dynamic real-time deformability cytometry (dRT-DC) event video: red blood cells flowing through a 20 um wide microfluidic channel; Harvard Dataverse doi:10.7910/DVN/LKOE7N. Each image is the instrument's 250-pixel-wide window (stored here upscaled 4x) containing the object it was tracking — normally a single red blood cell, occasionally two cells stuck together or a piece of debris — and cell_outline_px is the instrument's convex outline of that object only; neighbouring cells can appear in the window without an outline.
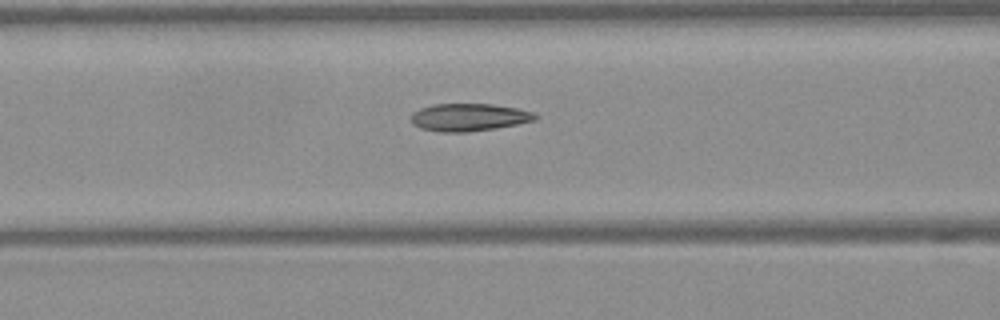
{"species": "Egyptian fruit bat (a non-hibernating species)", "species_latin": "Rousettus aegyptiacus", "temperature_condition": "warm", "stored_images_in_passage": 32, "camera_frame_rate_fps": 3000, "um_per_image_px": 0.085, "frame": {"image": 1, "passage_image": 9, "time_ms": 2.667, "image_size_px": [1000, 320], "cell_outline_px": [[540, 116], [536, 120], [496, 128], [468, 132], [440, 132], [420, 128], [412, 124], [412, 112], [420, 108], [432, 104], [492, 104], [516, 108], [536, 112]], "centroid_in_image_um": [39.88, 9.97], "position_along_channel_um": 126.7, "area_um2": 20.11}}
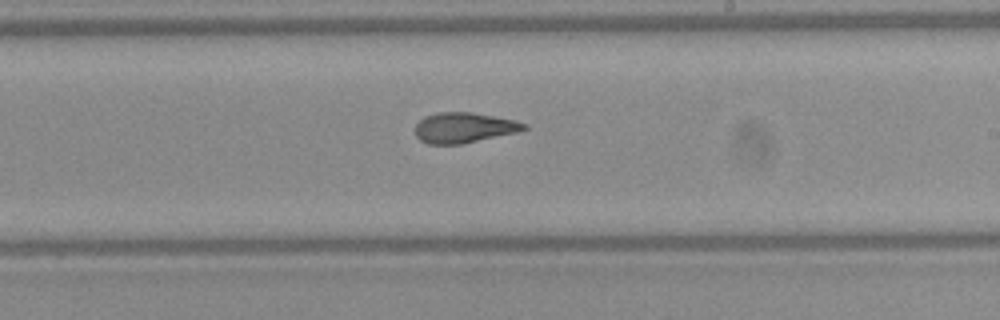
{"frame": {"image": 2, "passage_image": 18, "time_ms": 5.667, "image_size_px": [1000, 320], "cell_outline_px": [[528, 128], [516, 132], [460, 144], [428, 144], [420, 140], [416, 136], [416, 124], [424, 116], [436, 112], [472, 112], [516, 120], [528, 124]], "centroid_in_image_um": [39.43, 10.84], "position_along_channel_um": 249.6, "area_um2": 19.19}}
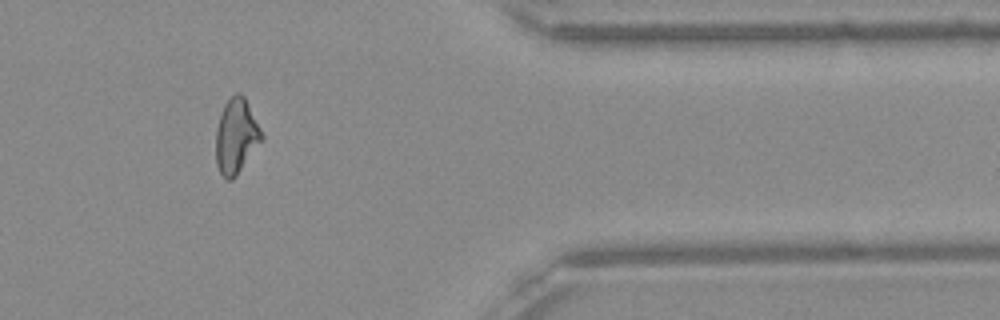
{"frame": {"image": 3, "passage_image": 30, "time_ms": 9.667, "image_size_px": [1000, 320], "cell_outline_px": [[264, 140], [236, 176], [232, 180], [224, 180], [216, 164], [216, 128], [224, 104], [236, 92], [240, 92], [244, 96], [264, 136]], "centroid_in_image_um": [20.08, 11.61], "position_along_channel_um": 391.3, "area_um2": 20.11}, "authors_computed_cell_mechanics": {"area_um2": 19.9988, "velocity_mm_per_s": 4.0967, "shape_relaxation_time_tau1_ms": null, "shape_relaxation_time_tau2_ms": 1.993, "deformation_change_tau1": null, "deformation_change_tau2": 0.0866}}